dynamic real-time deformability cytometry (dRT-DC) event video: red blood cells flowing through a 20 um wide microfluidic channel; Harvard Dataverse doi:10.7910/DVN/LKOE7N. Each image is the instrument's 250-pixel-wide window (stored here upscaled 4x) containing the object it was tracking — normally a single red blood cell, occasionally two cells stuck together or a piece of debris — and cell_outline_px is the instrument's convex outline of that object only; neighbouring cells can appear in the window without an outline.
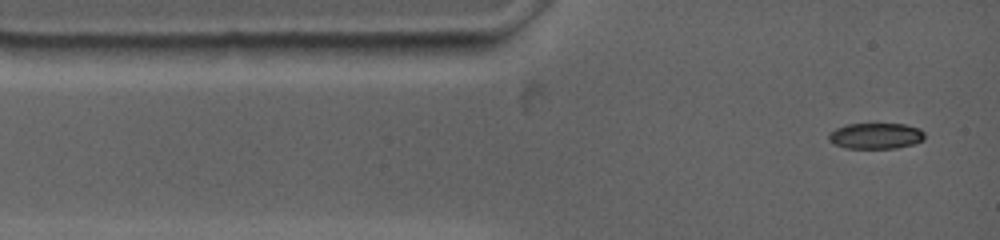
{"species": "common noctule bat (a hibernating species)", "species_latin": "Nyctalus noctula", "temperature_condition": "warm", "stored_images_in_passage": 25, "camera_frame_rate_fps": 4500, "um_per_image_px": 0.085, "animal": {"sex": "female", "body_mass_g": 19.0, "forearm_length_mm": 53.3}, "frame": {"image": 1, "passage_image": 1, "time_ms": 0.0, "image_size_px": [1000, 240], "cell_outline_px": [[924, 140], [912, 144], [896, 148], [844, 148], [832, 144], [828, 140], [828, 132], [836, 128], [848, 124], [904, 124], [920, 128], [924, 132]], "centroid_in_image_um": [74.4, 11.55], "position_along_channel_um": 10.6, "area_um2": 14.62}}
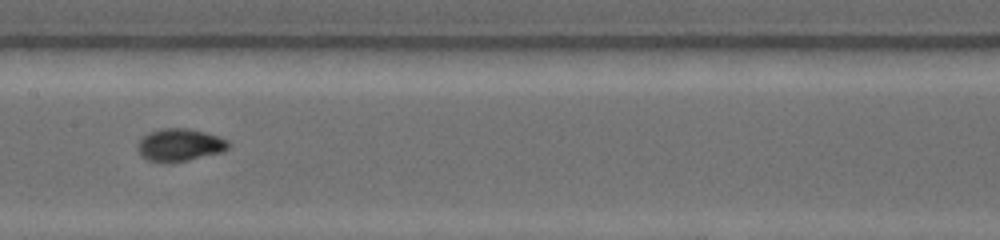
{"frame": {"image": 2, "passage_image": 11, "time_ms": 5.778, "image_size_px": [1000, 240], "cell_outline_px": [[232, 144], [228, 148], [220, 152], [188, 160], [148, 160], [136, 148], [136, 144], [148, 132], [160, 128], [188, 128], [204, 132], [228, 140]], "centroid_in_image_um": [15.29, 12.27], "position_along_channel_um": 192.1, "area_um2": 16.7}}
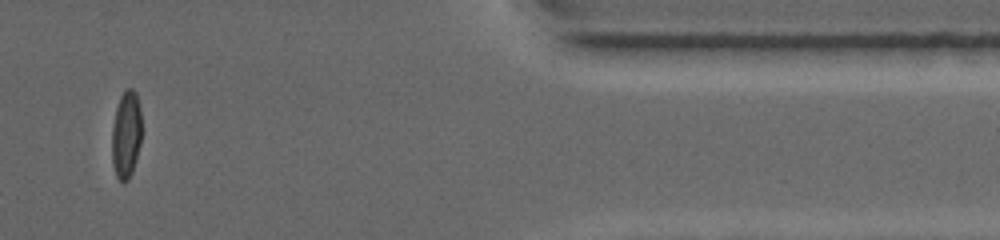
{"frame": {"image": 3, "passage_image": 22, "time_ms": 12.667, "image_size_px": [1000, 240], "cell_outline_px": [[140, 144], [136, 160], [132, 172], [128, 180], [120, 180], [116, 176], [112, 164], [112, 128], [116, 108], [120, 96], [124, 88], [132, 88], [136, 92], [140, 108]], "centroid_in_image_um": [10.71, 11.41], "position_along_channel_um": 400.7, "area_um2": 15.14}, "authors_computed_cell_mechanics": {"area_um2": 15.9528, "velocity_mm_per_s": 3.7033, "shape_relaxation_time_tau1_ms": 10.7777, "shape_relaxation_time_tau2_ms": null, "deformation_change_tau1": 0.2924, "deformation_change_tau2": null}}